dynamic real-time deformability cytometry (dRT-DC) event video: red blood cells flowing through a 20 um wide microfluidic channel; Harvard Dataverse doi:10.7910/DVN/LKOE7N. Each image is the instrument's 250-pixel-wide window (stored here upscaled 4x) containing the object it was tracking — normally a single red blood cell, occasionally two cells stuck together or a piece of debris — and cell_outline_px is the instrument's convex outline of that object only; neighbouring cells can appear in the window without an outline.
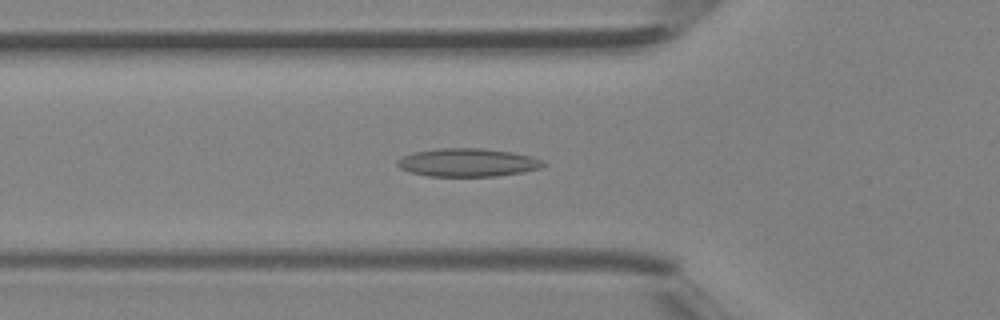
{"species": "Egyptian fruit bat (a non-hibernating species)", "species_latin": "Rousettus aegyptiacus", "temperature_condition": "room temperature", "stored_images_in_passage": 38, "camera_frame_rate_fps": 3000, "um_per_image_px": 0.085, "animal": {"sex": "female"}, "frame": {"image": 1, "passage_image": 14, "time_ms": 4.333, "image_size_px": [1000, 320], "cell_outline_px": [[548, 164], [540, 168], [520, 172], [496, 176], [428, 176], [412, 172], [400, 168], [396, 164], [396, 160], [412, 152], [436, 148], [480, 148], [512, 152], [532, 156], [544, 160]], "centroid_in_image_um": [39.76, 13.8], "position_along_channel_um": 86.0, "area_um2": 24.04}}
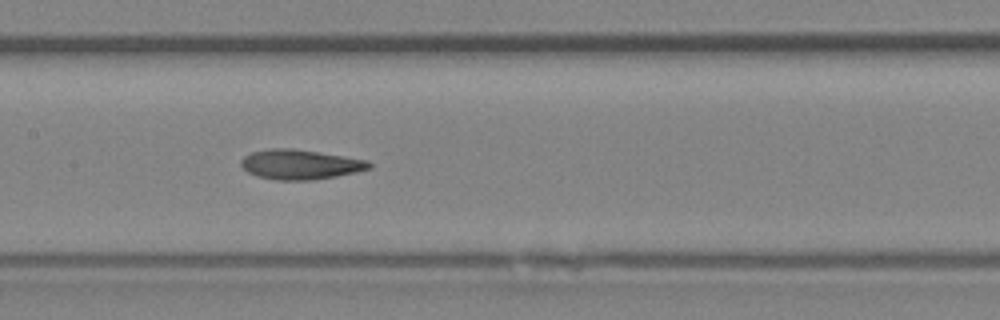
{"frame": {"image": 2, "passage_image": 20, "time_ms": 6.333, "image_size_px": [1000, 320], "cell_outline_px": [[372, 168], [356, 172], [336, 176], [312, 180], [276, 180], [256, 176], [248, 172], [240, 164], [240, 160], [244, 156], [252, 152], [272, 148], [292, 148], [344, 156], [368, 160], [372, 164]], "centroid_in_image_um": [25.52, 13.98], "position_along_channel_um": 181.9, "area_um2": 22.25}}
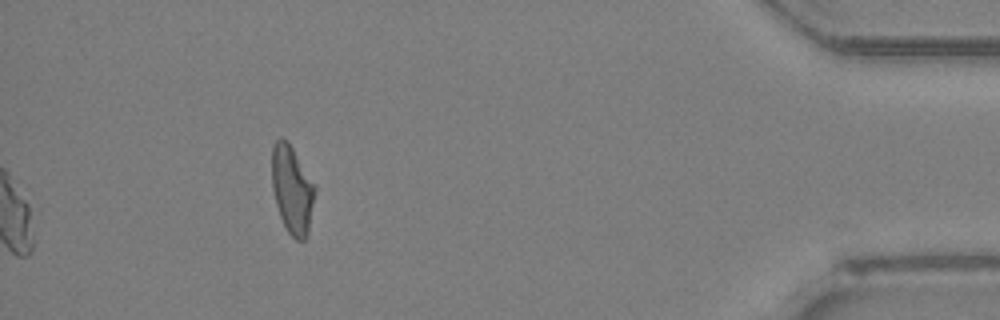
{"frame": {"image": 3, "passage_image": 38, "time_ms": 12.333, "image_size_px": [1000, 320], "cell_outline_px": [[316, 192], [308, 232], [304, 240], [296, 240], [284, 228], [276, 204], [272, 188], [272, 144], [280, 136], [284, 136], [288, 140], [316, 184]], "centroid_in_image_um": [24.84, 16.07], "position_along_channel_um": 410.4, "area_um2": 22.6}}